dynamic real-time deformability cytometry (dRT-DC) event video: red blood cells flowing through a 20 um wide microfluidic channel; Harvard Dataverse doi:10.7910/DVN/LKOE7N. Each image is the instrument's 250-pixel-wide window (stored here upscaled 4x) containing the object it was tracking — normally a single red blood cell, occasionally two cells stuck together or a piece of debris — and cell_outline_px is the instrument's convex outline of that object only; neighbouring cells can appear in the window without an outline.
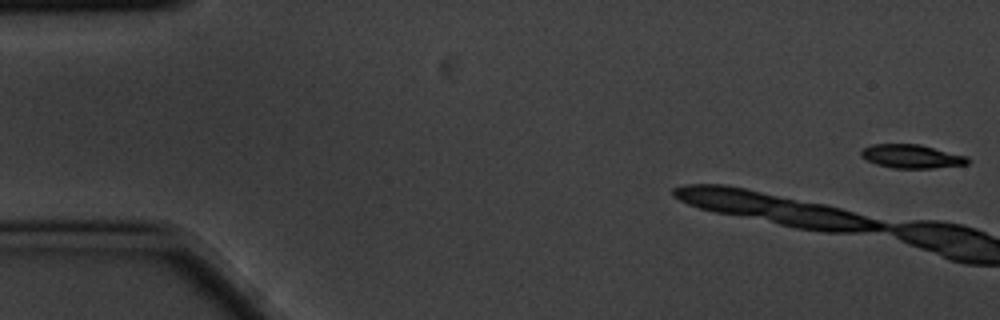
{"species": "common noctule bat (a hibernating species)", "species_latin": "Nyctalus noctula", "temperature_condition": "cold", "stored_images_in_passage": 8, "camera_frame_rate_fps": 3000, "um_per_image_px": 0.085, "animal": {"sex": "male", "body_mass_g": 20.1, "forearm_length_mm": 53.5}, "frame": {"image": 1, "passage_image": 1, "time_ms": 0.0, "image_size_px": [1000, 320], "cell_outline_px": [[972, 160], [968, 164], [932, 168], [892, 168], [876, 164], [864, 160], [860, 156], [860, 152], [864, 148], [872, 144], [920, 144], [968, 156]], "centroid_in_image_um": [77.5, 13.29], "position_along_channel_um": 7.5, "area_um2": 14.91}}
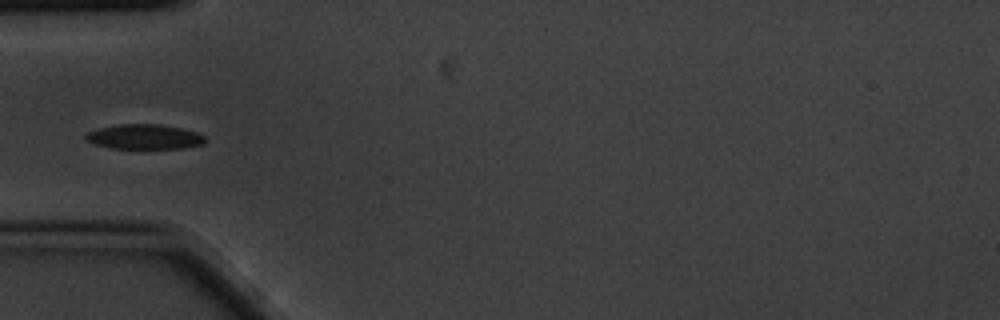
{"frame": {"image": 2, "passage_image": 7, "time_ms": 2.0, "image_size_px": [1000, 320], "cell_outline_px": [[204, 144], [184, 148], [112, 148], [92, 144], [84, 136], [88, 132], [96, 128], [120, 124], [160, 124], [180, 128], [196, 132], [204, 136]], "centroid_in_image_um": [12.24, 11.62], "position_along_channel_um": 72.8, "area_um2": 17.22}}